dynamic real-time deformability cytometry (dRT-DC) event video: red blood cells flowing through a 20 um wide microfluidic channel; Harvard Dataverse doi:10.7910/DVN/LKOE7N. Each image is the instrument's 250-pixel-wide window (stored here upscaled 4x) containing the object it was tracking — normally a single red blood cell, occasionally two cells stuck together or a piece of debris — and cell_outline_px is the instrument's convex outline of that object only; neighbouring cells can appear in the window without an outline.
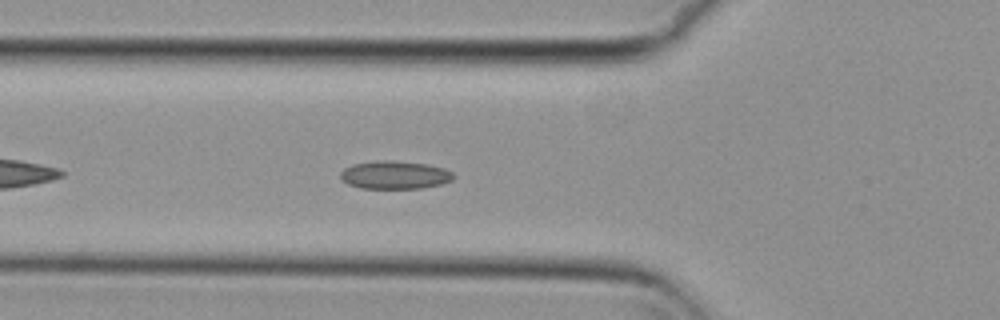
{"species": "common noctule bat (a hibernating species)", "species_latin": "Nyctalus noctula", "temperature_condition": "cold", "stored_images_in_passage": 44, "camera_frame_rate_fps": 3000, "um_per_image_px": 0.085, "animal": {"sex": "female", "body_mass_g": 29.2, "forearm_length_mm": 56.3}, "frame": {"image": 1, "passage_image": 7, "time_ms": 2.0, "image_size_px": [1000, 320], "cell_outline_px": [[456, 176], [452, 180], [440, 184], [424, 188], [360, 188], [348, 184], [340, 180], [340, 172], [344, 168], [352, 164], [376, 160], [388, 160], [428, 164], [444, 168], [452, 172]], "centroid_in_image_um": [33.54, 14.86], "position_along_channel_um": 92.3, "area_um2": 18.67}}
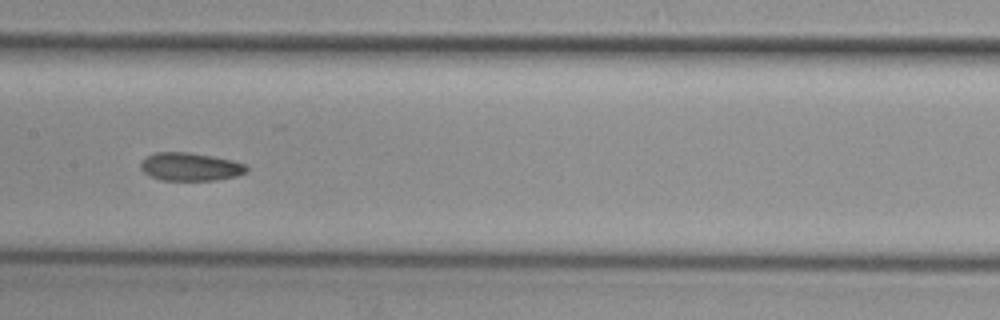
{"frame": {"image": 2, "passage_image": 15, "time_ms": 4.667, "image_size_px": [1000, 320], "cell_outline_px": [[248, 172], [236, 176], [216, 180], [160, 180], [144, 172], [140, 168], [140, 160], [144, 156], [156, 152], [188, 152], [212, 156], [232, 160], [244, 164], [248, 168]], "centroid_in_image_um": [16.14, 14.17], "position_along_channel_um": 191.3, "area_um2": 17.46}}
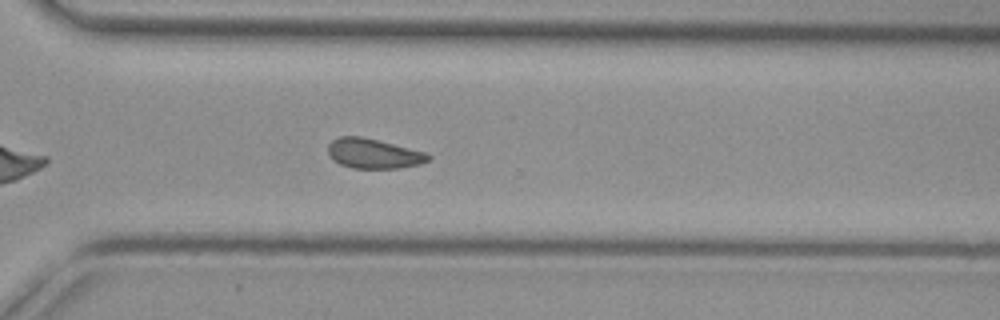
{"frame": {"image": 3, "passage_image": 27, "time_ms": 8.667, "image_size_px": [1000, 320], "cell_outline_px": [[432, 156], [428, 160], [420, 164], [400, 168], [352, 168], [340, 164], [332, 160], [328, 152], [328, 144], [332, 140], [340, 136], [360, 136], [428, 152]], "centroid_in_image_um": [31.76, 13.05], "position_along_channel_um": 338.8, "area_um2": 17.51}, "authors_computed_cell_mechanics": {"area_um2": 17.7446, "velocity_mm_per_s": 3.6948, "shape_relaxation_time_tau1_ms": null, "shape_relaxation_time_tau2_ms": 4.3019, "deformation_change_tau1": null, "deformation_change_tau2": 0.0808}}